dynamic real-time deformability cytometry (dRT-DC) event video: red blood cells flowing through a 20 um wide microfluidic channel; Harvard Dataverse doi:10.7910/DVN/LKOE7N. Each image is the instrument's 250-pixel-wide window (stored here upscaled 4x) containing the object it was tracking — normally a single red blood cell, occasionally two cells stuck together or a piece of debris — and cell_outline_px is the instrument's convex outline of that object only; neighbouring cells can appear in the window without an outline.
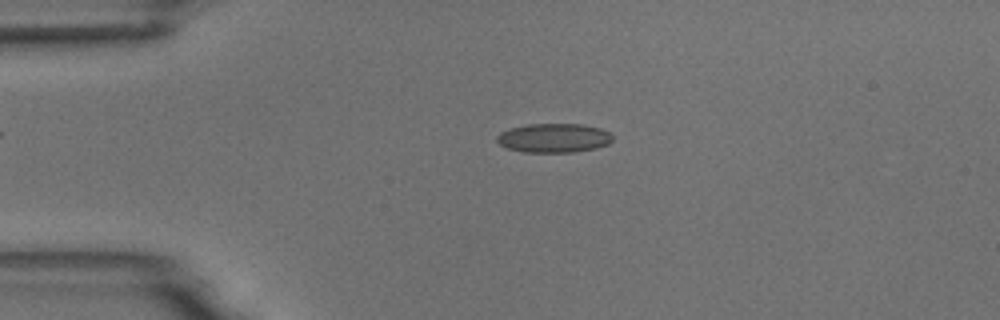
{"species": "common noctule bat (a hibernating species)", "species_latin": "Nyctalus noctula", "temperature_condition": "room temperature", "stored_images_in_passage": 4, "camera_frame_rate_fps": 3000, "um_per_image_px": 0.085, "animal": {"sex": "male", "body_mass_g": 18.8}, "frame": {"image": 1, "passage_image": 3, "time_ms": 3.333, "image_size_px": [1000, 320], "cell_outline_px": [[612, 140], [608, 144], [596, 148], [572, 152], [524, 152], [508, 148], [500, 144], [496, 140], [496, 136], [500, 132], [512, 128], [528, 124], [584, 124], [600, 128], [608, 132], [612, 136]], "centroid_in_image_um": [47.08, 11.72], "position_along_channel_um": 37.9, "area_um2": 19.54}}